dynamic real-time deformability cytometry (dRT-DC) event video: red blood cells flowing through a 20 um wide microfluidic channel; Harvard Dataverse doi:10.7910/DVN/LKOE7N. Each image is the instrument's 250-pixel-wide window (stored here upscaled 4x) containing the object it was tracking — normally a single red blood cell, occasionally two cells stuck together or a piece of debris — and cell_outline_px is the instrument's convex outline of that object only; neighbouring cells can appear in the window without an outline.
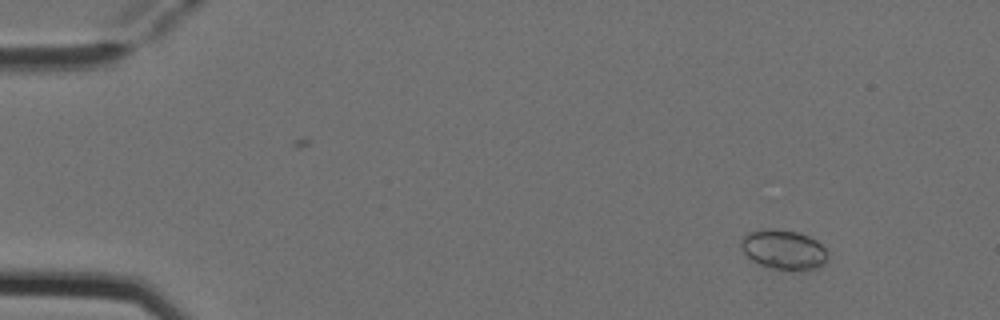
{"species": "Egyptian fruit bat (a non-hibernating species)", "species_latin": "Rousettus aegyptiacus", "temperature_condition": "cold", "stored_images_in_passage": 5, "camera_frame_rate_fps": 3000, "um_per_image_px": 0.085, "animal": {"sex": "female"}, "frame": {"image": 1, "passage_image": 1, "time_ms": 0.0, "image_size_px": [1000, 320], "cell_outline_px": [[828, 256], [824, 264], [816, 268], [772, 268], [760, 264], [752, 260], [740, 248], [740, 240], [748, 232], [768, 228], [772, 228], [796, 232], [808, 236], [816, 240], [824, 248]], "centroid_in_image_um": [66.57, 21.18], "position_along_channel_um": 18.4, "area_um2": 19.54}}
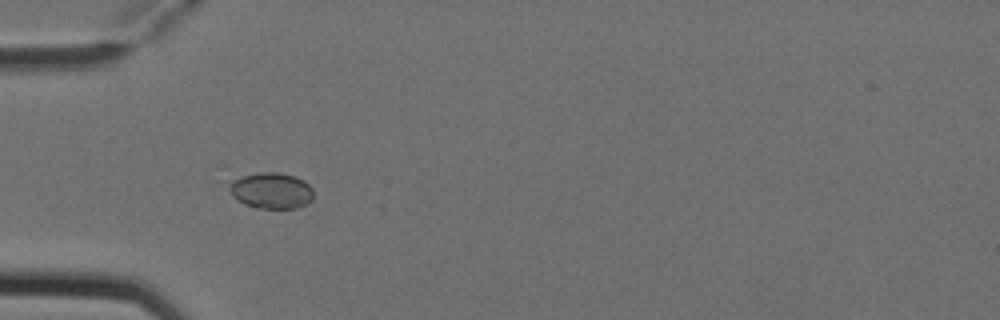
{"frame": {"image": 2, "passage_image": 4, "time_ms": 1.0, "image_size_px": [1000, 320], "cell_outline_px": [[312, 200], [296, 208], [256, 208], [244, 204], [236, 200], [232, 196], [232, 184], [236, 180], [244, 176], [260, 172], [280, 172], [296, 176], [304, 180], [312, 188]], "centroid_in_image_um": [23.11, 16.2], "position_along_channel_um": 61.9, "area_um2": 17.4}}
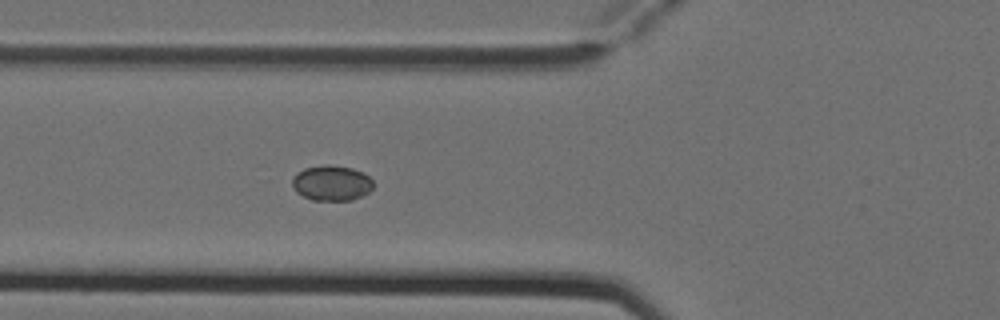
{"frame": {"image": 3, "passage_image": 5, "time_ms": 1.333, "image_size_px": [1000, 320], "cell_outline_px": [[372, 188], [368, 192], [352, 200], [312, 200], [296, 192], [292, 184], [292, 180], [304, 168], [328, 164], [352, 168], [364, 172], [372, 180]], "centroid_in_image_um": [28.2, 15.55], "position_along_channel_um": 97.6, "area_um2": 16.47}}